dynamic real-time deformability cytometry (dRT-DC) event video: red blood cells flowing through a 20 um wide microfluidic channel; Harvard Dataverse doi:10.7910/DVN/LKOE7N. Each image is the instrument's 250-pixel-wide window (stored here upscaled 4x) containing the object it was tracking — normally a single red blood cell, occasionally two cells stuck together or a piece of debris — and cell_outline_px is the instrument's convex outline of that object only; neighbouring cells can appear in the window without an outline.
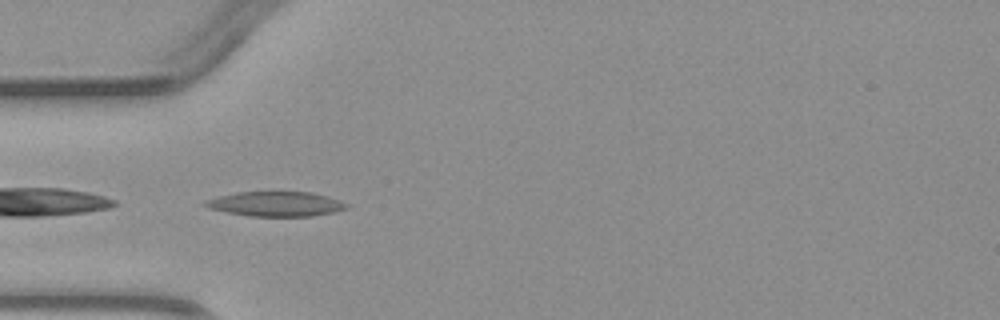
{"species": "common noctule bat (a hibernating species)", "species_latin": "Nyctalus noctula", "temperature_condition": "warm", "stored_images_in_passage": 5, "camera_frame_rate_fps": 3000, "um_per_image_px": 0.085, "animal": {"sex": "male", "body_mass_g": 23.1, "forearm_length_mm": 52.7}, "frame": {"image": 1, "passage_image": 4, "time_ms": 3.667, "image_size_px": [1000, 320], "cell_outline_px": [[348, 208], [332, 212], [312, 216], [248, 216], [208, 208], [204, 204], [204, 200], [220, 196], [240, 192], [312, 192], [328, 196], [340, 200], [348, 204]], "centroid_in_image_um": [23.47, 17.33], "position_along_channel_um": 61.5, "area_um2": 20.23}}
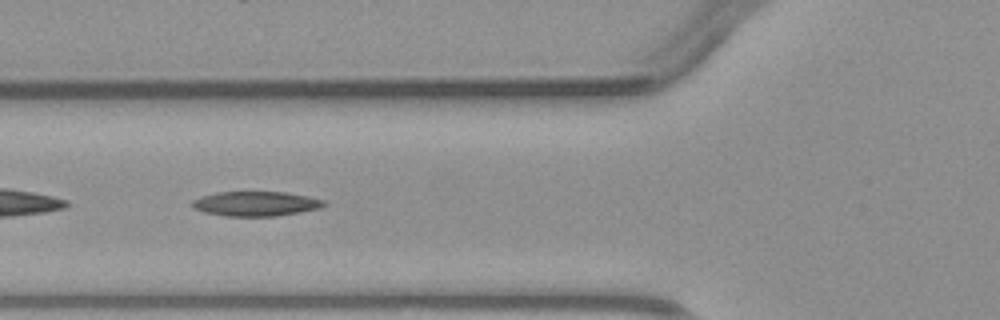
{"frame": {"image": 2, "passage_image": 5, "time_ms": 4.667, "image_size_px": [1000, 320], "cell_outline_px": [[328, 204], [320, 208], [300, 212], [276, 216], [224, 216], [204, 212], [188, 204], [192, 200], [200, 196], [216, 192], [288, 192], [308, 196], [324, 200]], "centroid_in_image_um": [21.74, 17.31], "position_along_channel_um": 104.1, "area_um2": 19.13}}